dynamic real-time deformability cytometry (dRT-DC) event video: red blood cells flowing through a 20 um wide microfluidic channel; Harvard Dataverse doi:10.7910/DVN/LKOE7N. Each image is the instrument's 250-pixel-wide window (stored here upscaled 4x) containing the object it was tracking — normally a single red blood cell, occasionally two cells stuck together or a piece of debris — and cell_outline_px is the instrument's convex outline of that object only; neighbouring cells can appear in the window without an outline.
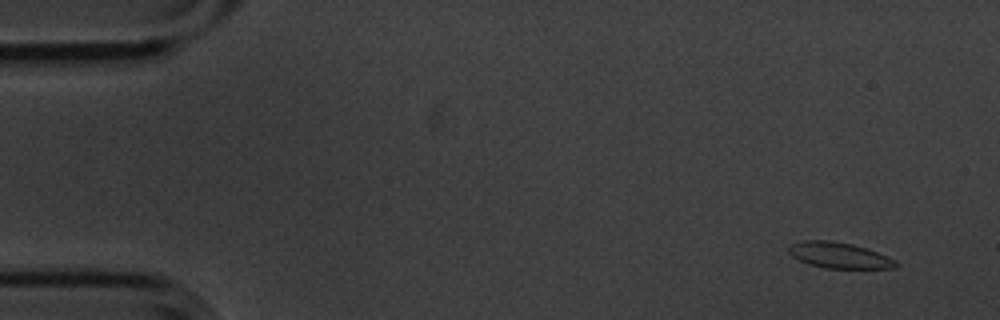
{"species": "common noctule bat (a hibernating species)", "species_latin": "Nyctalus noctula", "temperature_condition": "cold", "stored_images_in_passage": 6, "camera_frame_rate_fps": 3000, "um_per_image_px": 0.085, "animal": {"sex": "male", "body_mass_g": 20.1, "forearm_length_mm": 53.5}, "frame": {"image": 1, "passage_image": 1, "time_ms": 0.0, "image_size_px": [1000, 320], "cell_outline_px": [[900, 264], [892, 268], [824, 268], [808, 264], [792, 256], [788, 252], [788, 248], [792, 244], [804, 240], [832, 240], [852, 244], [876, 252], [896, 260]], "centroid_in_image_um": [71.31, 21.7], "position_along_channel_um": 13.7, "area_um2": 16.01}}
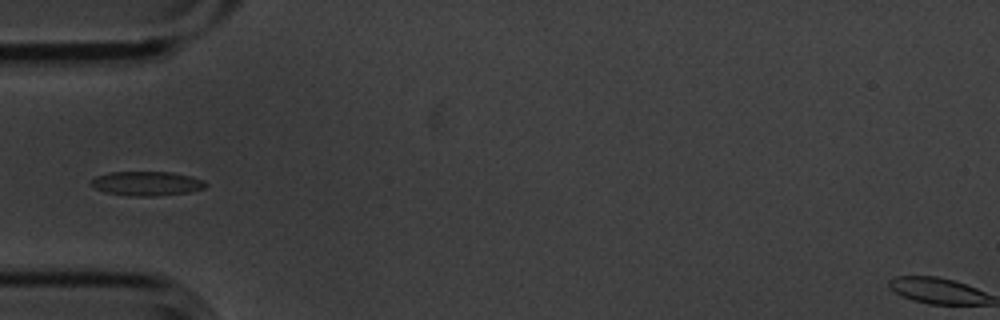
{"frame": {"image": 2, "passage_image": 5, "time_ms": 1.333, "image_size_px": [1000, 320], "cell_outline_px": [[208, 184], [204, 188], [188, 192], [156, 196], [128, 196], [104, 192], [96, 188], [92, 184], [92, 180], [96, 176], [108, 172], [172, 172], [192, 176], [204, 180]], "centroid_in_image_um": [12.5, 15.59], "position_along_channel_um": 72.5, "area_um2": 16.24}}
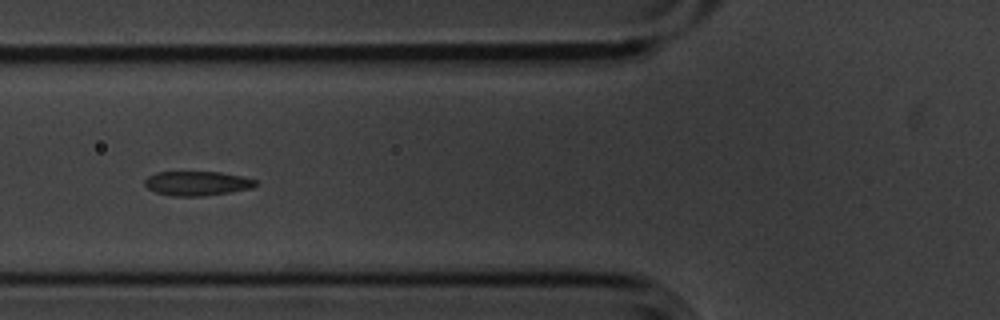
{"frame": {"image": 3, "passage_image": 6, "time_ms": 1.667, "image_size_px": [1000, 320], "cell_outline_px": [[256, 184], [252, 188], [232, 192], [204, 196], [172, 196], [156, 192], [148, 188], [144, 184], [144, 180], [148, 176], [156, 172], [220, 172], [240, 176], [256, 180]], "centroid_in_image_um": [16.73, 15.59], "position_along_channel_um": 109.1, "area_um2": 15.72}}